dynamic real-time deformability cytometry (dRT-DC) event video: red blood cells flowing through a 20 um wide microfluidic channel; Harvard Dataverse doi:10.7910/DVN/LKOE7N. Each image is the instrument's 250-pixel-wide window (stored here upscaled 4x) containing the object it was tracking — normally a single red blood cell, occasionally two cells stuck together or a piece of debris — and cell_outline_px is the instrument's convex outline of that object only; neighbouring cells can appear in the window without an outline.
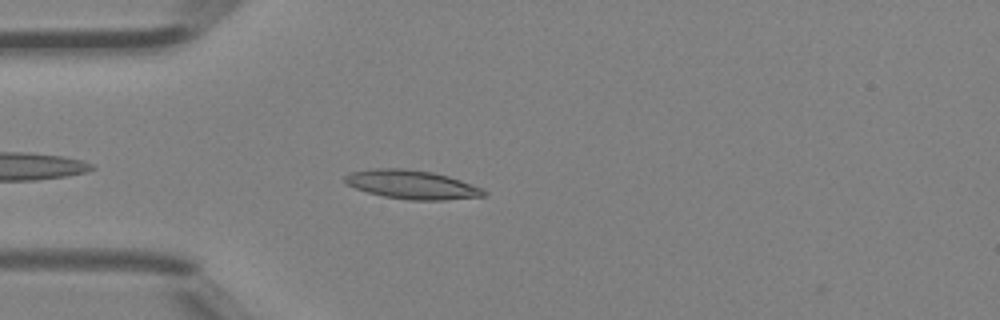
{"species": "Egyptian fruit bat (a non-hibernating species)", "species_latin": "Rousettus aegyptiacus", "temperature_condition": "room temperature", "stored_images_in_passage": 35, "camera_frame_rate_fps": 3000, "um_per_image_px": 0.085, "animal": {"sex": "female"}, "frame": {"image": 1, "passage_image": 2, "time_ms": 0.333, "image_size_px": [1000, 320], "cell_outline_px": [[488, 192], [484, 196], [444, 200], [408, 200], [384, 196], [368, 192], [356, 188], [348, 184], [344, 180], [344, 176], [352, 172], [372, 168], [404, 168], [432, 172], [448, 176], [460, 180], [480, 188]], "centroid_in_image_um": [35.0, 15.69], "position_along_channel_um": 50.0, "area_um2": 23.12}}
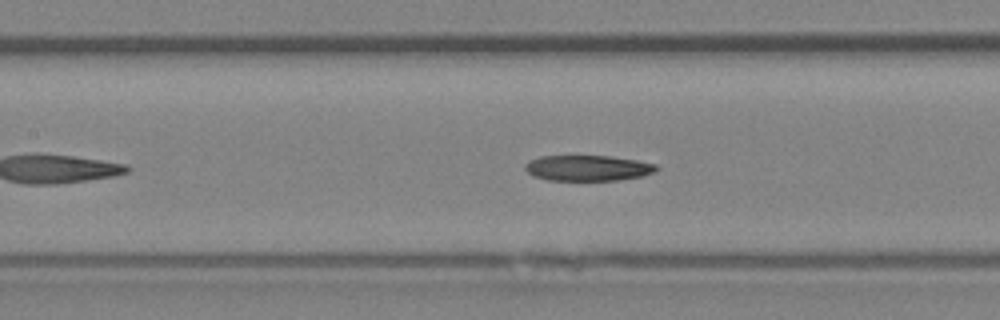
{"frame": {"image": 2, "passage_image": 10, "time_ms": 3.0, "image_size_px": [1000, 320], "cell_outline_px": [[660, 168], [652, 172], [640, 176], [620, 180], [548, 180], [532, 176], [524, 168], [524, 164], [528, 160], [540, 156], [612, 156], [636, 160], [656, 164]], "centroid_in_image_um": [49.92, 14.28], "position_along_channel_um": 157.5, "area_um2": 19.65}}
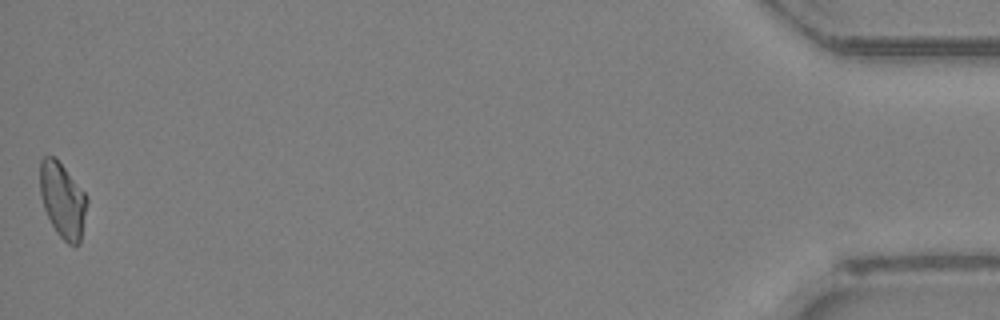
{"frame": {"image": 3, "passage_image": 35, "time_ms": 11.333, "image_size_px": [1000, 320], "cell_outline_px": [[88, 200], [80, 244], [68, 244], [56, 232], [44, 208], [40, 196], [40, 160], [44, 156], [56, 156], [88, 196]], "centroid_in_image_um": [5.33, 16.98], "position_along_channel_um": 429.9, "area_um2": 20.75}}